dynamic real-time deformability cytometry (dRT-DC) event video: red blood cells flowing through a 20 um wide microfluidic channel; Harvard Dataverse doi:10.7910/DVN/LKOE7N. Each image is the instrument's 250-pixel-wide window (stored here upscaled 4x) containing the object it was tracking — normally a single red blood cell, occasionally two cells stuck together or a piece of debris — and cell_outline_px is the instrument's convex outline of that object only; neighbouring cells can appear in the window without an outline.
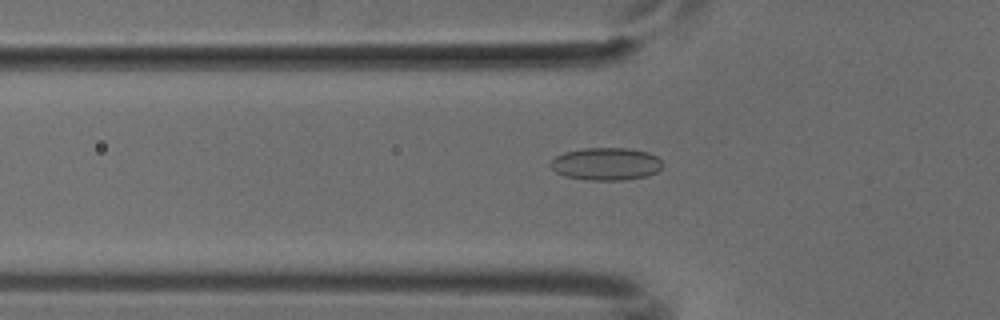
{"species": "common noctule bat (a hibernating species)", "species_latin": "Nyctalus noctula", "temperature_condition": "cold", "stored_images_in_passage": 53, "camera_frame_rate_fps": 3000, "um_per_image_px": 0.085, "animal": {"sex": "male", "body_mass_g": 18.8}, "frame": {"image": 1, "passage_image": 18, "time_ms": 5.667, "image_size_px": [1000, 320], "cell_outline_px": [[664, 164], [656, 172], [644, 176], [624, 180], [588, 180], [564, 176], [556, 172], [548, 164], [556, 156], [564, 152], [584, 148], [628, 148], [648, 152], [656, 156]], "centroid_in_image_um": [51.49, 13.93], "position_along_channel_um": 74.3, "area_um2": 21.27}}
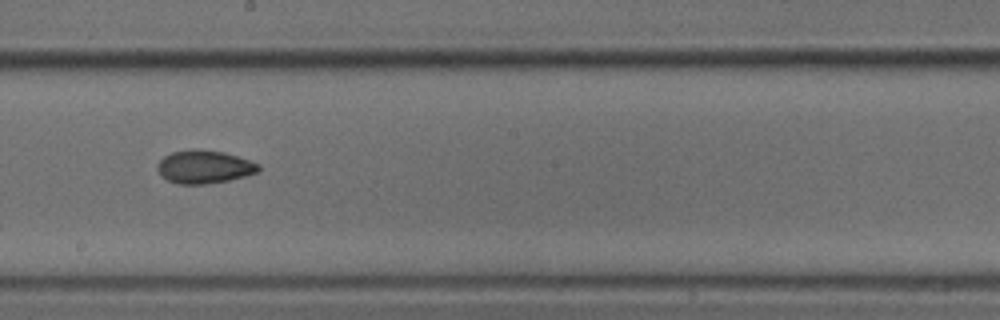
{"frame": {"image": 2, "passage_image": 30, "time_ms": 9.667, "image_size_px": [1000, 320], "cell_outline_px": [[260, 168], [256, 172], [244, 176], [228, 180], [204, 184], [176, 184], [160, 176], [156, 168], [156, 164], [164, 156], [172, 152], [192, 148], [200, 148], [224, 152], [260, 164]], "centroid_in_image_um": [17.3, 14.17], "position_along_channel_um": 230.9, "area_um2": 19.65}}
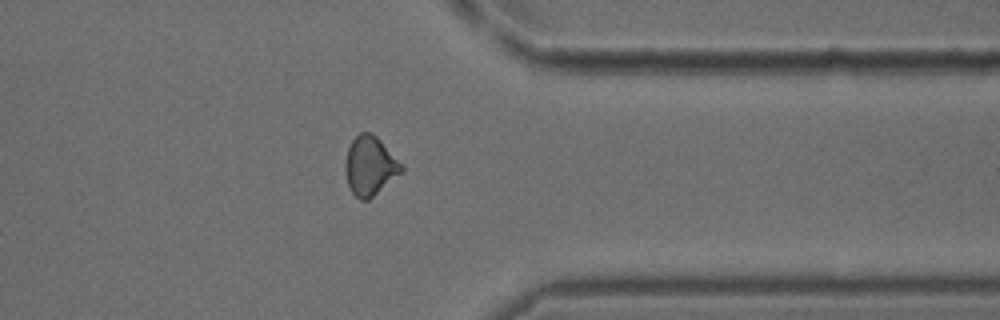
{"frame": {"image": 3, "passage_image": 42, "time_ms": 13.667, "image_size_px": [1000, 320], "cell_outline_px": [[404, 172], [368, 200], [360, 200], [352, 192], [348, 184], [344, 168], [344, 164], [348, 148], [352, 140], [360, 132], [372, 132], [404, 164]], "centroid_in_image_um": [31.48, 14.09], "position_along_channel_um": 379.9, "area_um2": 19.59}}